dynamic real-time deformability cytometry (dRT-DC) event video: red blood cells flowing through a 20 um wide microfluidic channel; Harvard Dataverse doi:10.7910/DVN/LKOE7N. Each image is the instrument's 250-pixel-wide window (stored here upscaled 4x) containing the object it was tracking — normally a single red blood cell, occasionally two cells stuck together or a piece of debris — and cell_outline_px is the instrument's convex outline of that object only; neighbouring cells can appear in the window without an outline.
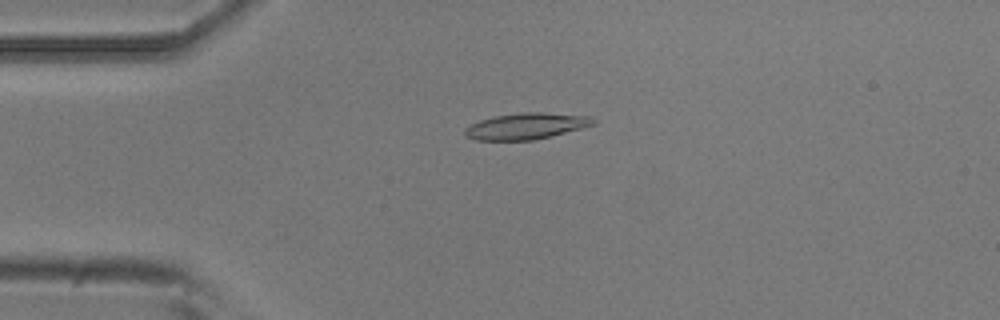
{"species": "common noctule bat (a hibernating species)", "species_latin": "Nyctalus noctula", "temperature_condition": "room temperature", "stored_images_in_passage": 55, "camera_frame_rate_fps": 3000, "um_per_image_px": 0.085, "animal": {"sex": "male", "body_mass_g": 20.5, "forearm_length_mm": 52.5}, "frame": {"image": 1, "passage_image": 13, "time_ms": 4.0, "image_size_px": [1000, 320], "cell_outline_px": [[596, 124], [532, 140], [476, 140], [464, 136], [464, 128], [480, 120], [496, 116], [520, 112], [540, 112], [592, 116], [596, 120]], "centroid_in_image_um": [44.71, 10.71], "position_along_channel_um": 40.3, "area_um2": 19.48}}
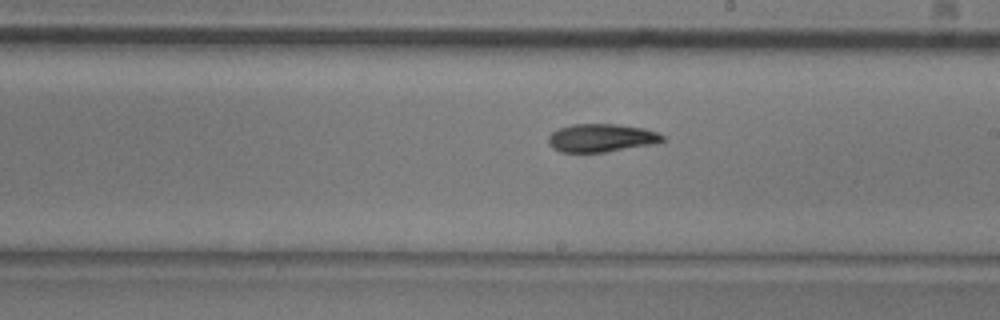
{"frame": {"image": 2, "passage_image": 31, "time_ms": 10.0, "image_size_px": [1000, 320], "cell_outline_px": [[664, 140], [652, 144], [608, 152], [560, 152], [552, 148], [548, 144], [548, 136], [552, 132], [560, 128], [572, 124], [616, 124], [644, 128], [656, 132], [664, 136]], "centroid_in_image_um": [51.08, 11.73], "position_along_channel_um": 237.9, "area_um2": 18.73}}
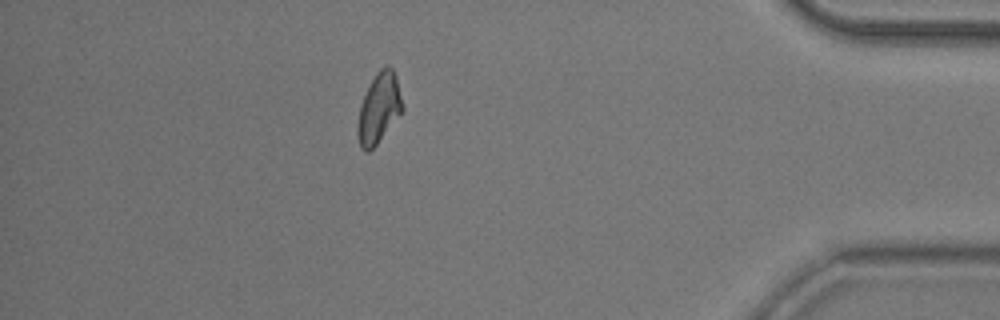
{"frame": {"image": 3, "passage_image": 48, "time_ms": 15.667, "image_size_px": [1000, 320], "cell_outline_px": [[404, 108], [376, 144], [368, 152], [364, 152], [360, 148], [356, 132], [356, 128], [360, 104], [376, 72], [380, 68], [388, 64], [392, 68], [396, 76]], "centroid_in_image_um": [32.18, 9.19], "position_along_channel_um": 403.0, "area_um2": 18.15}, "authors_computed_cell_mechanics": {"area_um2": 18.7272, "velocity_mm_per_s": 3.6903, "shape_relaxation_time_tau1_ms": 5.0861, "shape_relaxation_time_tau2_ms": null, "deformation_change_tau1": 0.1525, "deformation_change_tau2": null}}